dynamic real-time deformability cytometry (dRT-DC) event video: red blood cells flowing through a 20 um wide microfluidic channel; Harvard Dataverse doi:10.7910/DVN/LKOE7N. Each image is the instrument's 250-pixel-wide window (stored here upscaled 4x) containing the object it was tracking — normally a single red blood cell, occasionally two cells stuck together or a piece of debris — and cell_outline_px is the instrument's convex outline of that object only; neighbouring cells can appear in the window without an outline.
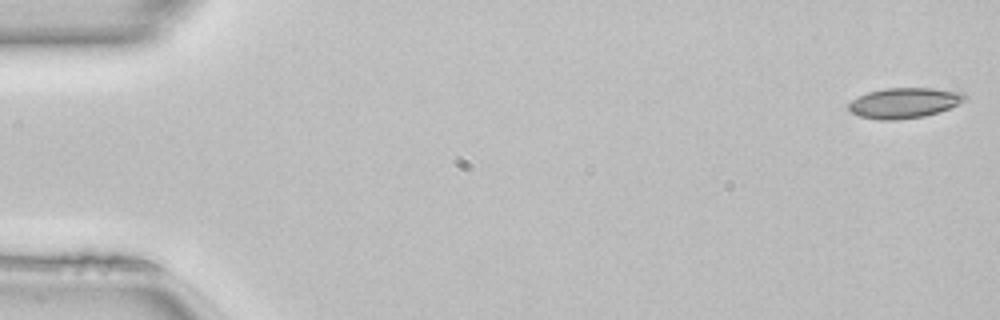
{"species": "common noctule bat (a hibernating species)", "species_latin": "Nyctalus noctula", "temperature_condition": "room temperature", "stored_images_in_passage": 49, "camera_frame_rate_fps": 3000, "um_per_image_px": 0.085, "animal": {"sex": "female", "body_mass_g": 22.7, "forearm_length_mm": 54.2}, "frame": {"image": 1, "passage_image": 1, "time_ms": 0.0, "image_size_px": [1000, 320], "cell_outline_px": [[968, 100], [940, 112], [924, 116], [900, 120], [880, 120], [860, 116], [852, 112], [848, 108], [848, 104], [856, 96], [868, 92], [884, 88], [932, 88], [964, 92], [968, 96]], "centroid_in_image_um": [76.9, 8.74], "position_along_channel_um": 8.1, "area_um2": 20.87}}
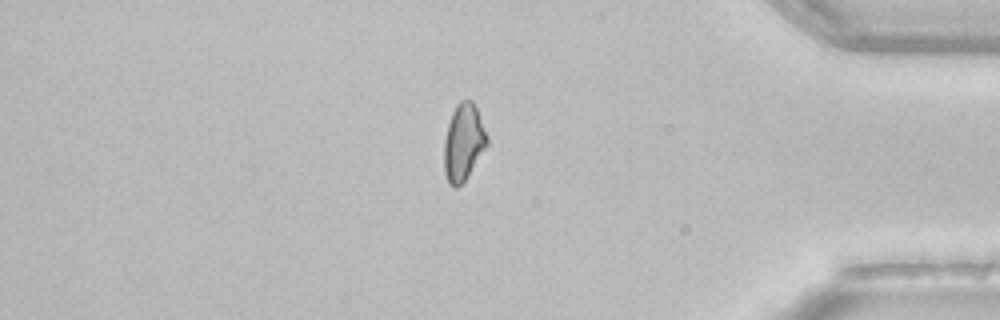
{"frame": {"image": 2, "passage_image": 42, "time_ms": 13.667, "image_size_px": [1000, 320], "cell_outline_px": [[488, 144], [468, 176], [456, 188], [452, 188], [448, 184], [444, 172], [444, 140], [448, 124], [452, 112], [456, 104], [460, 100], [472, 100], [476, 108], [488, 136]], "centroid_in_image_um": [39.38, 12.11], "position_along_channel_um": 395.8, "area_um2": 19.31}}
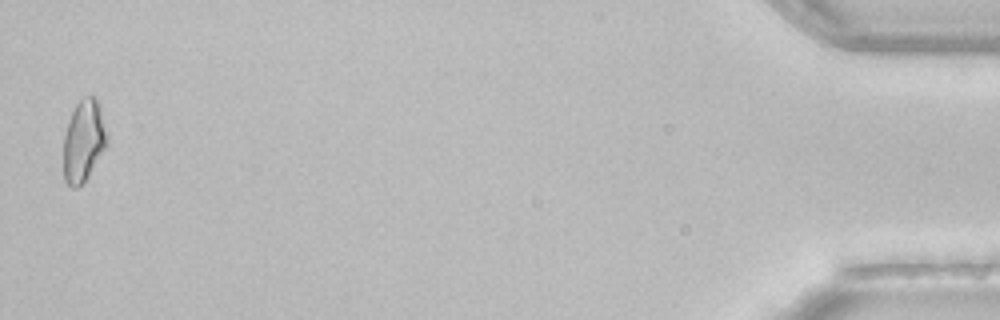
{"frame": {"image": 3, "passage_image": 49, "time_ms": 16.0, "image_size_px": [1000, 320], "cell_outline_px": [[108, 144], [88, 176], [76, 188], [72, 188], [64, 180], [64, 136], [68, 120], [76, 104], [84, 96], [96, 96], [100, 100], [108, 132]], "centroid_in_image_um": [7.15, 11.9], "position_along_channel_um": 428.0, "area_um2": 21.15}, "authors_computed_cell_mechanics": {"area_um2": 19.941, "velocity_mm_per_s": 4.1415, "shape_relaxation_time_tau1_ms": 5.5033, "shape_relaxation_time_tau2_ms": null, "deformation_change_tau1": 0.1133, "deformation_change_tau2": null}}